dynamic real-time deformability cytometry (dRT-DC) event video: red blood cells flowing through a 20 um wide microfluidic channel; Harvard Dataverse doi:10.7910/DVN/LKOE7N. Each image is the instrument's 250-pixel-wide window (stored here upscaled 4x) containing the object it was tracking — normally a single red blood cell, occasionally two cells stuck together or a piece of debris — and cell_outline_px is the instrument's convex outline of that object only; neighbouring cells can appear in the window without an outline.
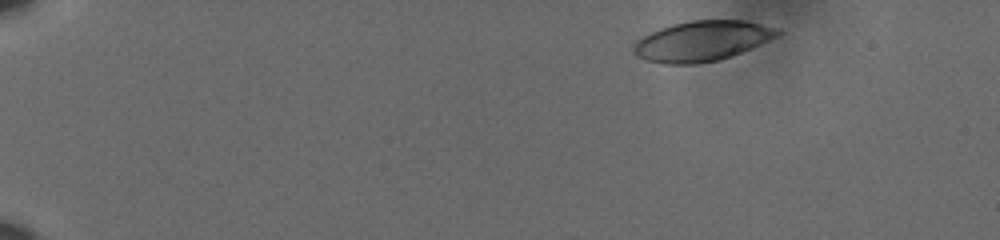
{"species": "human", "species_latin": "Homo sapiens", "temperature_condition": "cold", "stored_images_in_passage": 51, "camera_frame_rate_fps": 3000, "um_per_image_px": 0.085, "donor": {"sex": "male"}, "frame": {"image": 1, "passage_image": 1, "time_ms": 0.0, "image_size_px": [1000, 240], "cell_outline_px": [[784, 32], [780, 36], [720, 60], [696, 64], [664, 64], [644, 60], [636, 56], [632, 52], [632, 48], [636, 40], [660, 28], [672, 24], [692, 20], [744, 20], [776, 28]], "centroid_in_image_um": [59.65, 3.49], "position_along_channel_um": 25.3, "area_um2": 33.81}}
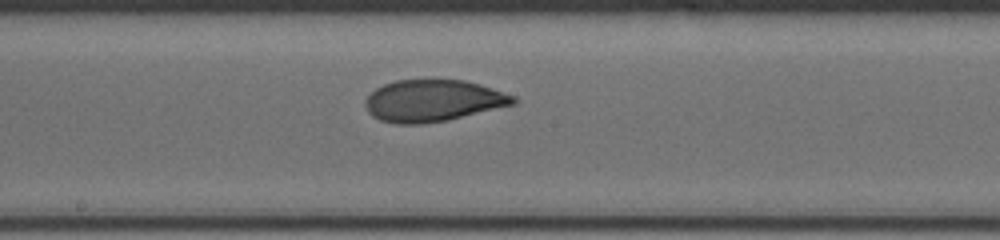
{"frame": {"image": 2, "passage_image": 27, "time_ms": 8.667, "image_size_px": [1000, 240], "cell_outline_px": [[520, 100], [516, 104], [448, 120], [420, 124], [396, 124], [380, 120], [372, 116], [368, 112], [364, 104], [364, 100], [376, 88], [384, 84], [396, 80], [464, 80], [480, 84], [516, 96]], "centroid_in_image_um": [36.82, 8.56], "position_along_channel_um": 211.4, "area_um2": 36.24}}
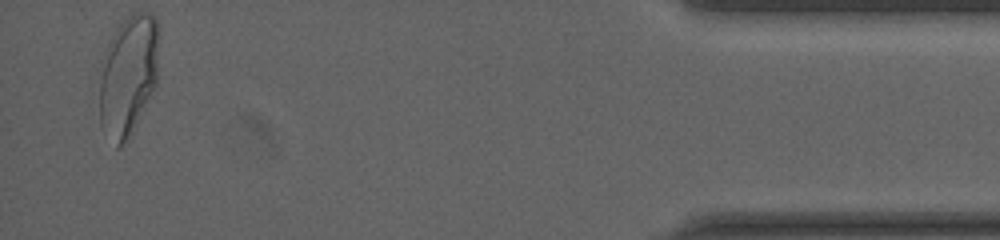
{"frame": {"image": 3, "passage_image": 50, "time_ms": 16.333, "image_size_px": [1000, 240], "cell_outline_px": [[160, 28], [156, 84], [132, 132], [120, 148], [116, 148], [100, 124], [96, 68], [116, 28], [132, 12], [144, 12], [156, 16]], "centroid_in_image_um": [10.85, 6.37], "position_along_channel_um": 424.3, "area_um2": 43.12}, "authors_computed_cell_mechanics": {"area_um2": 35.9516, "velocity_mm_per_s": 3.5946, "shape_relaxation_time_tau1_ms": 4.9629, "shape_relaxation_time_tau2_ms": 1.2549, "deformation_change_tau1": 0.1581, "deformation_change_tau2": 0.0605}}